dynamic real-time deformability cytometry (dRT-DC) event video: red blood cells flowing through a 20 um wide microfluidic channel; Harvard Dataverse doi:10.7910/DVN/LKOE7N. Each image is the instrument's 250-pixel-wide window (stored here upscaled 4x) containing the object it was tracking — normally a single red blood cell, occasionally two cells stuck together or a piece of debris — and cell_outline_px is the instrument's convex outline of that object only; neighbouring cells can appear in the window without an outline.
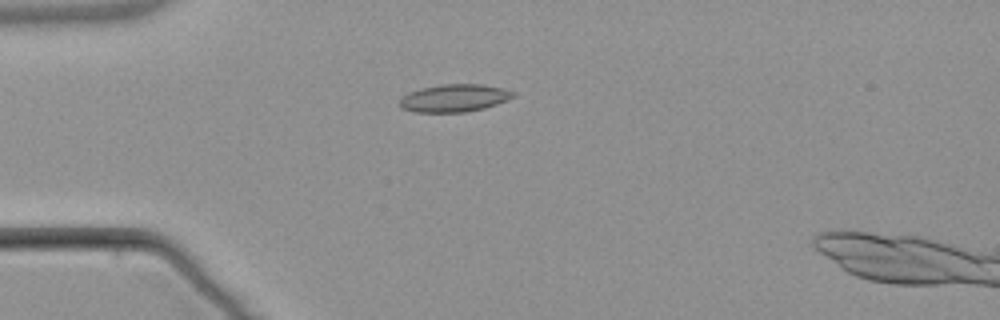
{"species": "common noctule bat (a hibernating species)", "species_latin": "Nyctalus noctula", "temperature_condition": "warm", "stored_images_in_passage": 7, "camera_frame_rate_fps": 3000, "um_per_image_px": 0.085, "animal": {"sex": "male", "body_mass_g": 21.5, "forearm_length_mm": 52.0}, "frame": {"image": 1, "passage_image": 4, "time_ms": 3.667, "image_size_px": [1000, 320], "cell_outline_px": [[516, 96], [496, 104], [484, 108], [464, 112], [412, 112], [400, 108], [400, 100], [408, 92], [420, 88], [440, 84], [480, 84], [504, 88], [516, 92]], "centroid_in_image_um": [38.61, 8.33], "position_along_channel_um": 46.4, "area_um2": 18.38}}
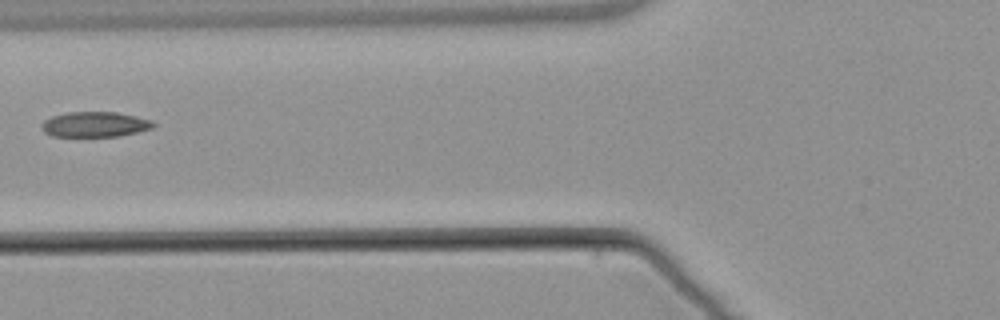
{"frame": {"image": 2, "passage_image": 6, "time_ms": 6.0, "image_size_px": [1000, 320], "cell_outline_px": [[156, 128], [120, 136], [52, 136], [44, 132], [40, 128], [40, 124], [44, 120], [52, 116], [68, 112], [116, 112], [136, 116], [152, 120], [156, 124]], "centroid_in_image_um": [8.09, 10.57], "position_along_channel_um": 117.7, "area_um2": 16.65}}